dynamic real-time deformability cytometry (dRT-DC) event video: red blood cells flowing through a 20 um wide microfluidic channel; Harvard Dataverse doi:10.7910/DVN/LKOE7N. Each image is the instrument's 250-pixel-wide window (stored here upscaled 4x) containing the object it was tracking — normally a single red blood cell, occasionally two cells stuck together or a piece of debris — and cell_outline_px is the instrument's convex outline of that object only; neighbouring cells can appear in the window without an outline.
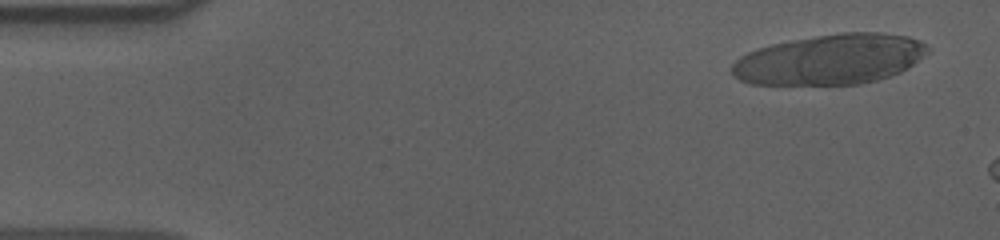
{"species": "human", "species_latin": "Homo sapiens", "temperature_condition": "cold", "stored_images_in_passage": 9, "camera_frame_rate_fps": 3000, "um_per_image_px": 0.085, "donor": {"sex": "male"}, "frame": {"image": 1, "passage_image": 3, "time_ms": 0.667, "image_size_px": [1000, 240], "cell_outline_px": [[932, 48], [924, 56], [900, 72], [876, 80], [860, 84], [748, 84], [740, 80], [732, 72], [732, 64], [740, 56], [756, 48], [772, 44], [792, 40], [840, 32], [880, 32], [908, 36], [920, 40]], "centroid_in_image_um": [70.58, 5.04], "position_along_channel_um": 14.4, "area_um2": 57.28}}